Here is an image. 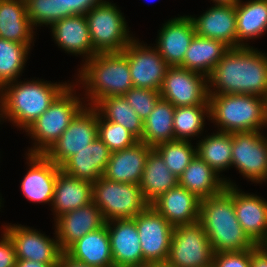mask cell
Segmentation results:
<instances>
[{"instance_id": "5bb4252c", "label": "cell", "mask_w": 267, "mask_h": 267, "mask_svg": "<svg viewBox=\"0 0 267 267\" xmlns=\"http://www.w3.org/2000/svg\"><path fill=\"white\" fill-rule=\"evenodd\" d=\"M145 43L135 37L122 53L128 59L133 86L159 91L170 66L154 46Z\"/></svg>"}, {"instance_id": "277c9868", "label": "cell", "mask_w": 267, "mask_h": 267, "mask_svg": "<svg viewBox=\"0 0 267 267\" xmlns=\"http://www.w3.org/2000/svg\"><path fill=\"white\" fill-rule=\"evenodd\" d=\"M80 65L73 83L85 90L86 105L94 106L109 96H123L134 87L128 59L122 52L95 54Z\"/></svg>"}, {"instance_id": "7dc6e473", "label": "cell", "mask_w": 267, "mask_h": 267, "mask_svg": "<svg viewBox=\"0 0 267 267\" xmlns=\"http://www.w3.org/2000/svg\"><path fill=\"white\" fill-rule=\"evenodd\" d=\"M218 5L236 6L241 0H210V2Z\"/></svg>"}, {"instance_id": "e0dca14e", "label": "cell", "mask_w": 267, "mask_h": 267, "mask_svg": "<svg viewBox=\"0 0 267 267\" xmlns=\"http://www.w3.org/2000/svg\"><path fill=\"white\" fill-rule=\"evenodd\" d=\"M164 22L158 30L154 47L170 67L180 66L196 34L193 22L189 15L179 14Z\"/></svg>"}, {"instance_id": "30bf717a", "label": "cell", "mask_w": 267, "mask_h": 267, "mask_svg": "<svg viewBox=\"0 0 267 267\" xmlns=\"http://www.w3.org/2000/svg\"><path fill=\"white\" fill-rule=\"evenodd\" d=\"M266 134V136H265ZM263 131L232 133V165L254 184L267 183V133Z\"/></svg>"}, {"instance_id": "ab89813d", "label": "cell", "mask_w": 267, "mask_h": 267, "mask_svg": "<svg viewBox=\"0 0 267 267\" xmlns=\"http://www.w3.org/2000/svg\"><path fill=\"white\" fill-rule=\"evenodd\" d=\"M97 136L112 151H118L134 146L139 140L120 124L104 120L98 113Z\"/></svg>"}, {"instance_id": "f6af8a7d", "label": "cell", "mask_w": 267, "mask_h": 267, "mask_svg": "<svg viewBox=\"0 0 267 267\" xmlns=\"http://www.w3.org/2000/svg\"><path fill=\"white\" fill-rule=\"evenodd\" d=\"M57 267H96L71 259L65 252L61 255Z\"/></svg>"}, {"instance_id": "f35d334b", "label": "cell", "mask_w": 267, "mask_h": 267, "mask_svg": "<svg viewBox=\"0 0 267 267\" xmlns=\"http://www.w3.org/2000/svg\"><path fill=\"white\" fill-rule=\"evenodd\" d=\"M167 168L179 177L196 155V146L189 140L163 142L154 147Z\"/></svg>"}, {"instance_id": "ba28073f", "label": "cell", "mask_w": 267, "mask_h": 267, "mask_svg": "<svg viewBox=\"0 0 267 267\" xmlns=\"http://www.w3.org/2000/svg\"><path fill=\"white\" fill-rule=\"evenodd\" d=\"M92 202L105 222L133 219L149 206L139 184L115 182L103 176L92 183Z\"/></svg>"}, {"instance_id": "ffe728a7", "label": "cell", "mask_w": 267, "mask_h": 267, "mask_svg": "<svg viewBox=\"0 0 267 267\" xmlns=\"http://www.w3.org/2000/svg\"><path fill=\"white\" fill-rule=\"evenodd\" d=\"M198 36L223 41L238 48L235 6L213 4L201 15H190Z\"/></svg>"}, {"instance_id": "f546056e", "label": "cell", "mask_w": 267, "mask_h": 267, "mask_svg": "<svg viewBox=\"0 0 267 267\" xmlns=\"http://www.w3.org/2000/svg\"><path fill=\"white\" fill-rule=\"evenodd\" d=\"M91 202L92 183L72 177L60 170L56 178L52 207H50L55 217L53 219Z\"/></svg>"}, {"instance_id": "8fae6325", "label": "cell", "mask_w": 267, "mask_h": 267, "mask_svg": "<svg viewBox=\"0 0 267 267\" xmlns=\"http://www.w3.org/2000/svg\"><path fill=\"white\" fill-rule=\"evenodd\" d=\"M133 219L143 252V267L165 264L174 227L151 205Z\"/></svg>"}, {"instance_id": "4dcf8cb0", "label": "cell", "mask_w": 267, "mask_h": 267, "mask_svg": "<svg viewBox=\"0 0 267 267\" xmlns=\"http://www.w3.org/2000/svg\"><path fill=\"white\" fill-rule=\"evenodd\" d=\"M235 13L238 48L251 47L249 40L267 32V0H241L235 6Z\"/></svg>"}, {"instance_id": "ee69618b", "label": "cell", "mask_w": 267, "mask_h": 267, "mask_svg": "<svg viewBox=\"0 0 267 267\" xmlns=\"http://www.w3.org/2000/svg\"><path fill=\"white\" fill-rule=\"evenodd\" d=\"M251 267H267V246L257 245L251 249Z\"/></svg>"}, {"instance_id": "9c48e42d", "label": "cell", "mask_w": 267, "mask_h": 267, "mask_svg": "<svg viewBox=\"0 0 267 267\" xmlns=\"http://www.w3.org/2000/svg\"><path fill=\"white\" fill-rule=\"evenodd\" d=\"M214 252L199 221L174 227L166 264L171 267H212Z\"/></svg>"}, {"instance_id": "5b68a950", "label": "cell", "mask_w": 267, "mask_h": 267, "mask_svg": "<svg viewBox=\"0 0 267 267\" xmlns=\"http://www.w3.org/2000/svg\"><path fill=\"white\" fill-rule=\"evenodd\" d=\"M209 115L210 123H215L214 127L221 132L264 131L267 128V98L209 94Z\"/></svg>"}, {"instance_id": "83f0119b", "label": "cell", "mask_w": 267, "mask_h": 267, "mask_svg": "<svg viewBox=\"0 0 267 267\" xmlns=\"http://www.w3.org/2000/svg\"><path fill=\"white\" fill-rule=\"evenodd\" d=\"M34 30L24 0H0V38L33 48Z\"/></svg>"}, {"instance_id": "d6986e66", "label": "cell", "mask_w": 267, "mask_h": 267, "mask_svg": "<svg viewBox=\"0 0 267 267\" xmlns=\"http://www.w3.org/2000/svg\"><path fill=\"white\" fill-rule=\"evenodd\" d=\"M105 223L99 207L91 202L58 216L53 226L60 248L65 252L85 234L102 227Z\"/></svg>"}, {"instance_id": "603a6c76", "label": "cell", "mask_w": 267, "mask_h": 267, "mask_svg": "<svg viewBox=\"0 0 267 267\" xmlns=\"http://www.w3.org/2000/svg\"><path fill=\"white\" fill-rule=\"evenodd\" d=\"M104 0H24L26 14L32 26L50 27L56 21L72 15H85Z\"/></svg>"}, {"instance_id": "52a82bcc", "label": "cell", "mask_w": 267, "mask_h": 267, "mask_svg": "<svg viewBox=\"0 0 267 267\" xmlns=\"http://www.w3.org/2000/svg\"><path fill=\"white\" fill-rule=\"evenodd\" d=\"M123 14L116 3L110 0H104L85 14L93 56L99 53L122 52L135 38L129 31L130 27Z\"/></svg>"}, {"instance_id": "3957f363", "label": "cell", "mask_w": 267, "mask_h": 267, "mask_svg": "<svg viewBox=\"0 0 267 267\" xmlns=\"http://www.w3.org/2000/svg\"><path fill=\"white\" fill-rule=\"evenodd\" d=\"M199 222L214 253L241 252L257 245L244 232L235 214L233 186L200 201Z\"/></svg>"}, {"instance_id": "44dd1931", "label": "cell", "mask_w": 267, "mask_h": 267, "mask_svg": "<svg viewBox=\"0 0 267 267\" xmlns=\"http://www.w3.org/2000/svg\"><path fill=\"white\" fill-rule=\"evenodd\" d=\"M51 37L65 53L82 56L81 63L93 57V46L85 15H72L53 23Z\"/></svg>"}, {"instance_id": "2e32d148", "label": "cell", "mask_w": 267, "mask_h": 267, "mask_svg": "<svg viewBox=\"0 0 267 267\" xmlns=\"http://www.w3.org/2000/svg\"><path fill=\"white\" fill-rule=\"evenodd\" d=\"M28 170L21 180L23 197L32 203L51 206L56 178L61 168L44 154L25 153Z\"/></svg>"}, {"instance_id": "e575fe53", "label": "cell", "mask_w": 267, "mask_h": 267, "mask_svg": "<svg viewBox=\"0 0 267 267\" xmlns=\"http://www.w3.org/2000/svg\"><path fill=\"white\" fill-rule=\"evenodd\" d=\"M175 107L168 101L160 98L153 111L143 121L141 142L151 147L175 140L173 129Z\"/></svg>"}, {"instance_id": "1f68e13d", "label": "cell", "mask_w": 267, "mask_h": 267, "mask_svg": "<svg viewBox=\"0 0 267 267\" xmlns=\"http://www.w3.org/2000/svg\"><path fill=\"white\" fill-rule=\"evenodd\" d=\"M229 49L230 47L223 41L195 34L179 67L208 77Z\"/></svg>"}, {"instance_id": "7c38bea8", "label": "cell", "mask_w": 267, "mask_h": 267, "mask_svg": "<svg viewBox=\"0 0 267 267\" xmlns=\"http://www.w3.org/2000/svg\"><path fill=\"white\" fill-rule=\"evenodd\" d=\"M97 134L98 111L92 105H85L44 155L60 167L77 151L91 144Z\"/></svg>"}, {"instance_id": "ac0fdd59", "label": "cell", "mask_w": 267, "mask_h": 267, "mask_svg": "<svg viewBox=\"0 0 267 267\" xmlns=\"http://www.w3.org/2000/svg\"><path fill=\"white\" fill-rule=\"evenodd\" d=\"M233 203L238 222L256 245L267 243V200L254 193H245L233 186Z\"/></svg>"}, {"instance_id": "7bdbcfd3", "label": "cell", "mask_w": 267, "mask_h": 267, "mask_svg": "<svg viewBox=\"0 0 267 267\" xmlns=\"http://www.w3.org/2000/svg\"><path fill=\"white\" fill-rule=\"evenodd\" d=\"M0 239V267H15L16 253L15 246L9 235L1 229Z\"/></svg>"}, {"instance_id": "8992f818", "label": "cell", "mask_w": 267, "mask_h": 267, "mask_svg": "<svg viewBox=\"0 0 267 267\" xmlns=\"http://www.w3.org/2000/svg\"><path fill=\"white\" fill-rule=\"evenodd\" d=\"M76 90H80L79 87L70 82L48 109L24 131L33 141L26 153L44 154L60 138L76 114L86 105L81 93Z\"/></svg>"}, {"instance_id": "4fadbf2b", "label": "cell", "mask_w": 267, "mask_h": 267, "mask_svg": "<svg viewBox=\"0 0 267 267\" xmlns=\"http://www.w3.org/2000/svg\"><path fill=\"white\" fill-rule=\"evenodd\" d=\"M159 92L174 107L209 105L207 77L179 66L168 68Z\"/></svg>"}, {"instance_id": "6da1fadb", "label": "cell", "mask_w": 267, "mask_h": 267, "mask_svg": "<svg viewBox=\"0 0 267 267\" xmlns=\"http://www.w3.org/2000/svg\"><path fill=\"white\" fill-rule=\"evenodd\" d=\"M207 79L209 94L267 98V53L253 46L230 48Z\"/></svg>"}, {"instance_id": "b9f144b4", "label": "cell", "mask_w": 267, "mask_h": 267, "mask_svg": "<svg viewBox=\"0 0 267 267\" xmlns=\"http://www.w3.org/2000/svg\"><path fill=\"white\" fill-rule=\"evenodd\" d=\"M213 267H251V249L241 252H220L213 255Z\"/></svg>"}, {"instance_id": "bcb514c9", "label": "cell", "mask_w": 267, "mask_h": 267, "mask_svg": "<svg viewBox=\"0 0 267 267\" xmlns=\"http://www.w3.org/2000/svg\"><path fill=\"white\" fill-rule=\"evenodd\" d=\"M58 263H40L33 260L16 259L15 267H57Z\"/></svg>"}, {"instance_id": "74e56055", "label": "cell", "mask_w": 267, "mask_h": 267, "mask_svg": "<svg viewBox=\"0 0 267 267\" xmlns=\"http://www.w3.org/2000/svg\"><path fill=\"white\" fill-rule=\"evenodd\" d=\"M30 50L26 44L0 38V89L20 79Z\"/></svg>"}, {"instance_id": "836d02e7", "label": "cell", "mask_w": 267, "mask_h": 267, "mask_svg": "<svg viewBox=\"0 0 267 267\" xmlns=\"http://www.w3.org/2000/svg\"><path fill=\"white\" fill-rule=\"evenodd\" d=\"M196 154L222 177L221 173L232 165V133L216 130L200 137L196 141Z\"/></svg>"}, {"instance_id": "f1b7e54d", "label": "cell", "mask_w": 267, "mask_h": 267, "mask_svg": "<svg viewBox=\"0 0 267 267\" xmlns=\"http://www.w3.org/2000/svg\"><path fill=\"white\" fill-rule=\"evenodd\" d=\"M65 253L71 259L91 266L114 265L106 223L74 242Z\"/></svg>"}, {"instance_id": "f907efd6", "label": "cell", "mask_w": 267, "mask_h": 267, "mask_svg": "<svg viewBox=\"0 0 267 267\" xmlns=\"http://www.w3.org/2000/svg\"><path fill=\"white\" fill-rule=\"evenodd\" d=\"M111 267H135V266H116V265H112Z\"/></svg>"}, {"instance_id": "d6a6232c", "label": "cell", "mask_w": 267, "mask_h": 267, "mask_svg": "<svg viewBox=\"0 0 267 267\" xmlns=\"http://www.w3.org/2000/svg\"><path fill=\"white\" fill-rule=\"evenodd\" d=\"M139 185L142 195L149 205L169 189L178 185V177L167 168L163 158L154 148L146 158Z\"/></svg>"}, {"instance_id": "d590c367", "label": "cell", "mask_w": 267, "mask_h": 267, "mask_svg": "<svg viewBox=\"0 0 267 267\" xmlns=\"http://www.w3.org/2000/svg\"><path fill=\"white\" fill-rule=\"evenodd\" d=\"M94 107L104 120L122 125L139 141L141 140L144 120L137 115L124 96L102 98Z\"/></svg>"}, {"instance_id": "681fc988", "label": "cell", "mask_w": 267, "mask_h": 267, "mask_svg": "<svg viewBox=\"0 0 267 267\" xmlns=\"http://www.w3.org/2000/svg\"><path fill=\"white\" fill-rule=\"evenodd\" d=\"M2 202H4V201H3L2 196H1V193H0V209L3 206V203Z\"/></svg>"}, {"instance_id": "9a60e30c", "label": "cell", "mask_w": 267, "mask_h": 267, "mask_svg": "<svg viewBox=\"0 0 267 267\" xmlns=\"http://www.w3.org/2000/svg\"><path fill=\"white\" fill-rule=\"evenodd\" d=\"M2 224L15 246L16 259L33 260L40 263H58L64 253L60 248L56 233L53 238L45 232L29 226L12 223Z\"/></svg>"}, {"instance_id": "60d3db41", "label": "cell", "mask_w": 267, "mask_h": 267, "mask_svg": "<svg viewBox=\"0 0 267 267\" xmlns=\"http://www.w3.org/2000/svg\"><path fill=\"white\" fill-rule=\"evenodd\" d=\"M123 96L142 120H145L149 116L155 104L161 98L159 91L136 87H132Z\"/></svg>"}, {"instance_id": "7402d4cb", "label": "cell", "mask_w": 267, "mask_h": 267, "mask_svg": "<svg viewBox=\"0 0 267 267\" xmlns=\"http://www.w3.org/2000/svg\"><path fill=\"white\" fill-rule=\"evenodd\" d=\"M114 265L143 267V252L134 219L106 222Z\"/></svg>"}, {"instance_id": "484cf974", "label": "cell", "mask_w": 267, "mask_h": 267, "mask_svg": "<svg viewBox=\"0 0 267 267\" xmlns=\"http://www.w3.org/2000/svg\"><path fill=\"white\" fill-rule=\"evenodd\" d=\"M152 149L139 141L130 148L112 152L103 177L115 182L139 184L146 158Z\"/></svg>"}, {"instance_id": "8d00e7d4", "label": "cell", "mask_w": 267, "mask_h": 267, "mask_svg": "<svg viewBox=\"0 0 267 267\" xmlns=\"http://www.w3.org/2000/svg\"><path fill=\"white\" fill-rule=\"evenodd\" d=\"M209 117V105L175 107L173 118L175 140L192 141L191 139L203 136L205 122L206 119L209 122Z\"/></svg>"}, {"instance_id": "7a4b0ae2", "label": "cell", "mask_w": 267, "mask_h": 267, "mask_svg": "<svg viewBox=\"0 0 267 267\" xmlns=\"http://www.w3.org/2000/svg\"><path fill=\"white\" fill-rule=\"evenodd\" d=\"M69 84V81L57 83L41 78L6 84L0 89L1 122H11L24 133Z\"/></svg>"}, {"instance_id": "c3c4849f", "label": "cell", "mask_w": 267, "mask_h": 267, "mask_svg": "<svg viewBox=\"0 0 267 267\" xmlns=\"http://www.w3.org/2000/svg\"><path fill=\"white\" fill-rule=\"evenodd\" d=\"M148 267H171V266H169V265H167V264L165 263V264L151 265V266H148Z\"/></svg>"}, {"instance_id": "cb8c5ba5", "label": "cell", "mask_w": 267, "mask_h": 267, "mask_svg": "<svg viewBox=\"0 0 267 267\" xmlns=\"http://www.w3.org/2000/svg\"><path fill=\"white\" fill-rule=\"evenodd\" d=\"M111 154L112 151L97 136L91 144L69 157L60 168L72 177L94 183L103 176Z\"/></svg>"}, {"instance_id": "d4e9b609", "label": "cell", "mask_w": 267, "mask_h": 267, "mask_svg": "<svg viewBox=\"0 0 267 267\" xmlns=\"http://www.w3.org/2000/svg\"><path fill=\"white\" fill-rule=\"evenodd\" d=\"M200 201L195 194L177 185L169 189L151 206L173 227L199 221Z\"/></svg>"}, {"instance_id": "4316f807", "label": "cell", "mask_w": 267, "mask_h": 267, "mask_svg": "<svg viewBox=\"0 0 267 267\" xmlns=\"http://www.w3.org/2000/svg\"><path fill=\"white\" fill-rule=\"evenodd\" d=\"M178 185L195 194L199 199L209 198L220 193L226 185L239 186L236 182L221 177L197 154L178 177Z\"/></svg>"}]
</instances>
